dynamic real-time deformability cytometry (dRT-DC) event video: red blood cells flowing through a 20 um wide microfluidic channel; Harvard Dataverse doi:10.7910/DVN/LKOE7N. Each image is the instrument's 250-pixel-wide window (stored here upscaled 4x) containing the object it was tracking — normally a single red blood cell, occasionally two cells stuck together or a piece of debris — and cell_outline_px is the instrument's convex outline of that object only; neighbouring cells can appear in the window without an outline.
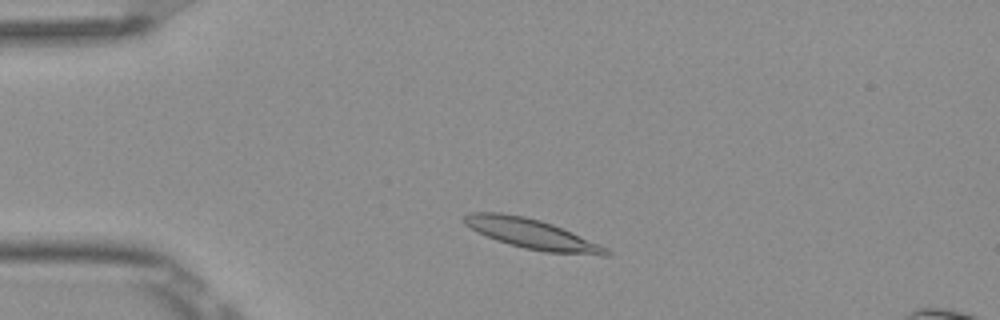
{"species": "Egyptian fruit bat (a non-hibernating species)", "species_latin": "Rousettus aegyptiacus", "temperature_condition": "room temperature", "stored_images_in_passage": 3, "camera_frame_rate_fps": 3000, "um_per_image_px": 0.085, "frame": {"image": 1, "passage_image": 2, "time_ms": 0.333, "image_size_px": [1000, 320], "cell_outline_px": [[612, 256], [604, 256], [544, 252], [524, 248], [508, 244], [496, 240], [464, 224], [460, 220], [468, 212], [500, 212], [524, 216], [540, 220], [552, 224], [572, 232], [600, 244], [608, 248], [612, 252]], "centroid_in_image_um": [45.25, 19.89], "position_along_channel_um": 39.8, "area_um2": 24.91}}